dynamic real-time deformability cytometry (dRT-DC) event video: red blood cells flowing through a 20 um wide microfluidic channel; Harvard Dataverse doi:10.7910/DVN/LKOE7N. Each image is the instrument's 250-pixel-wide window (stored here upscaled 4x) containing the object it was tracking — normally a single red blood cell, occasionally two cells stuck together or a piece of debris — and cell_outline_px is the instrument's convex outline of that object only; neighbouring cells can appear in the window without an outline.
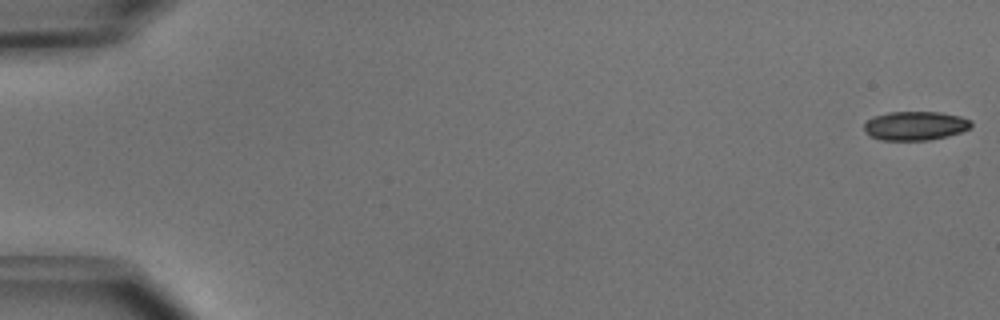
{"species": "common noctule bat (a hibernating species)", "species_latin": "Nyctalus noctula", "temperature_condition": "cold", "stored_images_in_passage": 8, "camera_frame_rate_fps": 3000, "um_per_image_px": 0.085, "animal": {"sex": "male", "body_mass_g": 15.6}, "frame": {"image": 1, "passage_image": 1, "time_ms": 0.0, "image_size_px": [1000, 320], "cell_outline_px": [[972, 124], [968, 128], [960, 132], [948, 136], [928, 140], [880, 140], [868, 136], [864, 128], [864, 124], [868, 120], [876, 116], [888, 112], [940, 112], [960, 116], [972, 120]], "centroid_in_image_um": [77.79, 10.69], "position_along_channel_um": 7.2, "area_um2": 18.03}}